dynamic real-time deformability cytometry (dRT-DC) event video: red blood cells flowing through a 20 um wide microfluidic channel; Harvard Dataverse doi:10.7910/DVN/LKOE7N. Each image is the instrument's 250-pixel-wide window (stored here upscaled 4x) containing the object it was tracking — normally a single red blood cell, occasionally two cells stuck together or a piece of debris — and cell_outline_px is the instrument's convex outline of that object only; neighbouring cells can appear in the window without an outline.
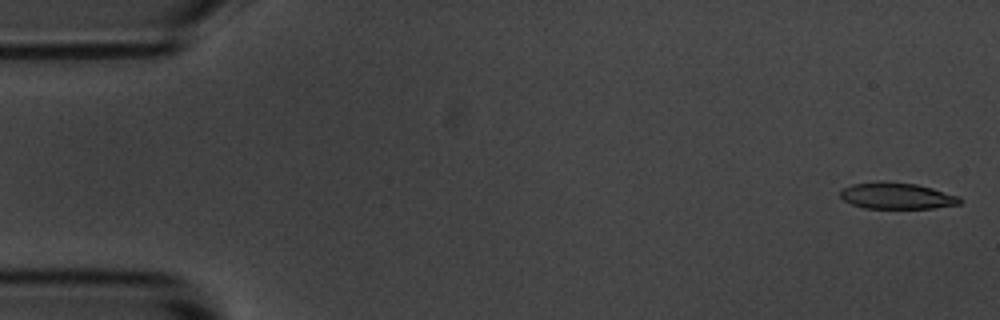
{"species": "common noctule bat (a hibernating species)", "species_latin": "Nyctalus noctula", "temperature_condition": "room temperature", "stored_images_in_passage": 5, "camera_frame_rate_fps": 3000, "um_per_image_px": 0.085, "animal": {"sex": "male", "body_mass_g": 20.1, "forearm_length_mm": 53.5}, "frame": {"image": 1, "passage_image": 1, "time_ms": 0.0, "image_size_px": [1000, 320], "cell_outline_px": [[964, 200], [960, 204], [932, 208], [864, 208], [852, 204], [844, 200], [840, 196], [840, 192], [844, 188], [852, 184], [880, 180], [916, 184], [932, 188], [960, 196]], "centroid_in_image_um": [76.25, 16.63], "position_along_channel_um": 8.8, "area_um2": 18.5}}
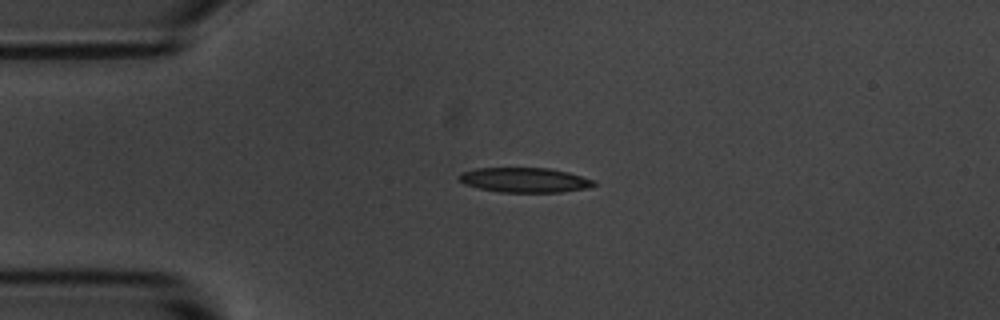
{"frame": {"image": 2, "passage_image": 4, "time_ms": 3.667, "image_size_px": [1000, 320], "cell_outline_px": [[596, 184], [588, 188], [560, 192], [500, 192], [480, 188], [464, 184], [456, 176], [464, 172], [476, 168], [548, 168], [568, 172], [596, 180]], "centroid_in_image_um": [44.62, 15.3], "position_along_channel_um": 40.4, "area_um2": 19.42}}